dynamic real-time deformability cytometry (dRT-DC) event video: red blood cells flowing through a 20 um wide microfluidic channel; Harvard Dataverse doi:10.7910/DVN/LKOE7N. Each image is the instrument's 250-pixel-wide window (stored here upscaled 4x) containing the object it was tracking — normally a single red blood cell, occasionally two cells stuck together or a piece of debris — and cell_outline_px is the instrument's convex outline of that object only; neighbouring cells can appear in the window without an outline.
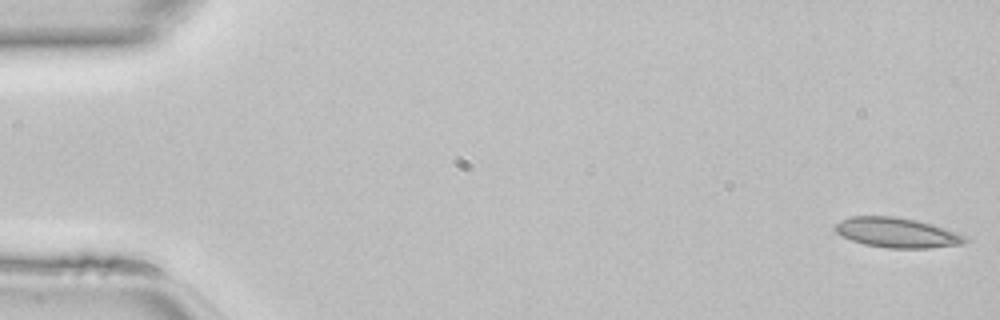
{"species": "common noctule bat (a hibernating species)", "species_latin": "Nyctalus noctula", "temperature_condition": "room temperature", "stored_images_in_passage": 15, "camera_frame_rate_fps": 3000, "um_per_image_px": 0.085, "animal": {"sex": "female", "body_mass_g": 22.7, "forearm_length_mm": 54.2}, "frame": {"image": 1, "passage_image": 1, "time_ms": 0.0, "image_size_px": [1000, 320], "cell_outline_px": [[968, 240], [964, 244], [928, 248], [888, 248], [864, 244], [840, 236], [832, 228], [840, 220], [852, 216], [896, 216], [916, 220], [932, 224], [968, 236]], "centroid_in_image_um": [76.23, 19.77], "position_along_channel_um": 8.8, "area_um2": 22.83}}
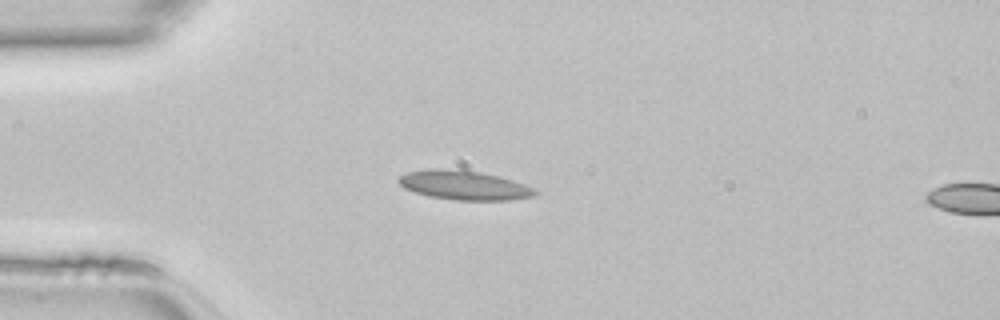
{"frame": {"image": 2, "passage_image": 12, "time_ms": 3.667, "image_size_px": [1000, 320], "cell_outline_px": [[540, 192], [532, 196], [508, 200], [456, 200], [428, 196], [404, 188], [396, 180], [400, 176], [408, 172], [428, 168], [440, 168], [480, 172], [500, 176], [524, 184]], "centroid_in_image_um": [39.42, 15.74], "position_along_channel_um": 45.6, "area_um2": 23.12}}